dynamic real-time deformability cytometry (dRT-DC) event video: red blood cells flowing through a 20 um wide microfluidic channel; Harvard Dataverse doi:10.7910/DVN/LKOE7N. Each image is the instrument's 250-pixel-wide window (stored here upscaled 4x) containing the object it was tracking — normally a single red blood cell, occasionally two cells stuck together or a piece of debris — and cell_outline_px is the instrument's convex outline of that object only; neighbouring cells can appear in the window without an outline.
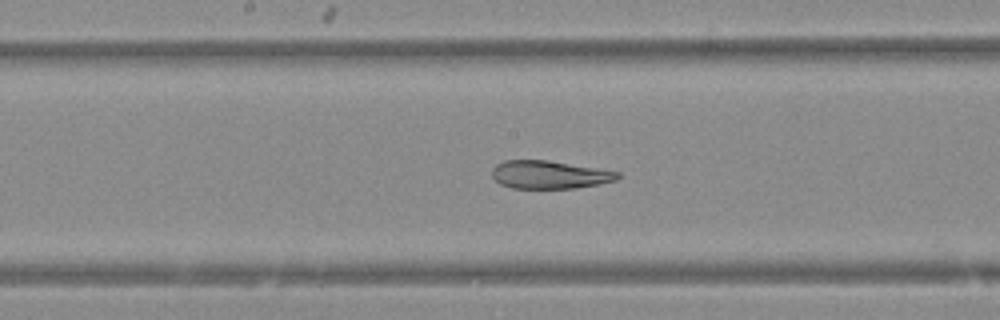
{"species": "Egyptian fruit bat (a non-hibernating species)", "species_latin": "Rousettus aegyptiacus", "temperature_condition": "warm", "stored_images_in_passage": 27, "camera_frame_rate_fps": 3000, "um_per_image_px": 0.085, "animal": {"sex": "female"}, "frame": {"image": 1, "passage_image": 26, "time_ms": 8.333, "image_size_px": [1000, 320], "cell_outline_px": [[620, 176], [616, 180], [576, 188], [512, 188], [500, 184], [492, 176], [492, 168], [496, 164], [504, 160], [544, 160], [620, 172]], "centroid_in_image_um": [46.65, 14.85], "position_along_channel_um": 201.5, "area_um2": 20.23}}